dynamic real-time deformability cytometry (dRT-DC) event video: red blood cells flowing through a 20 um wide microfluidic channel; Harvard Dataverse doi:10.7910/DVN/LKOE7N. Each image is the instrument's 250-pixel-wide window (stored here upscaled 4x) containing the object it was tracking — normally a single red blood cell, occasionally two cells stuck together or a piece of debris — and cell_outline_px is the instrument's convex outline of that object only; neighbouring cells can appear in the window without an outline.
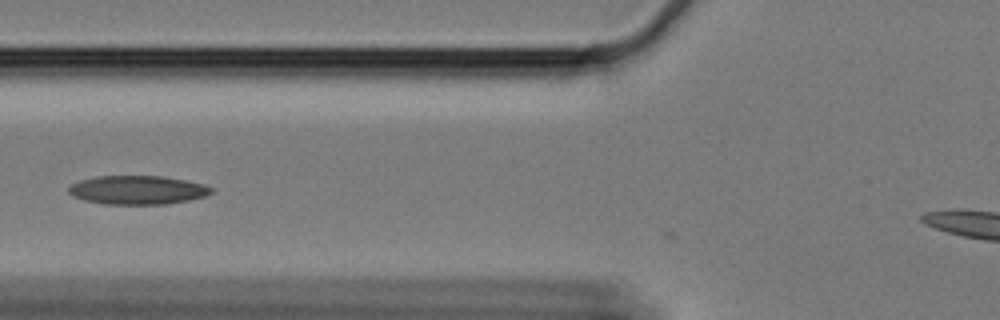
{"species": "Egyptian fruit bat (a non-hibernating species)", "species_latin": "Rousettus aegyptiacus", "temperature_condition": "cold", "stored_images_in_passage": 39, "camera_frame_rate_fps": 3000, "um_per_image_px": 0.085, "animal": {"sex": "female"}, "frame": {"image": 1, "passage_image": 9, "time_ms": 2.667, "image_size_px": [1000, 320], "cell_outline_px": [[212, 192], [204, 196], [188, 200], [168, 204], [104, 204], [84, 200], [72, 196], [68, 192], [68, 188], [72, 184], [80, 180], [96, 176], [164, 176], [204, 184], [212, 188]], "centroid_in_image_um": [11.66, 16.15], "position_along_channel_um": 114.1, "area_um2": 23.87}}
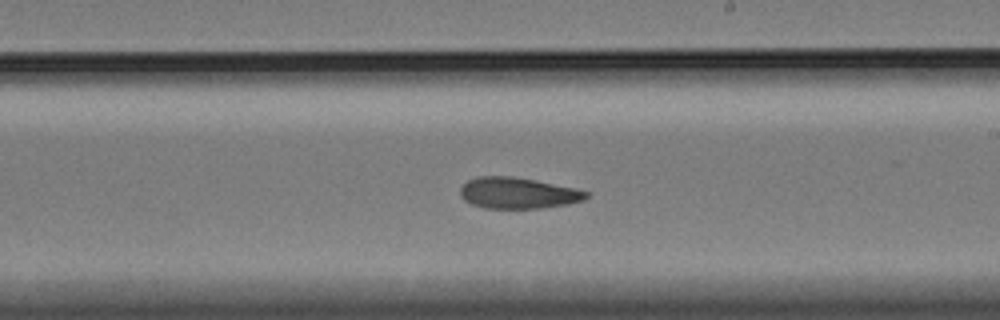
{"frame": {"image": 2, "passage_image": 21, "time_ms": 6.667, "image_size_px": [1000, 320], "cell_outline_px": [[588, 196], [584, 200], [568, 204], [540, 208], [484, 208], [472, 204], [464, 200], [460, 196], [460, 188], [468, 180], [476, 176], [512, 176], [536, 180], [576, 188], [588, 192]], "centroid_in_image_um": [44.01, 16.4], "position_along_channel_um": 245.0, "area_um2": 22.95}}
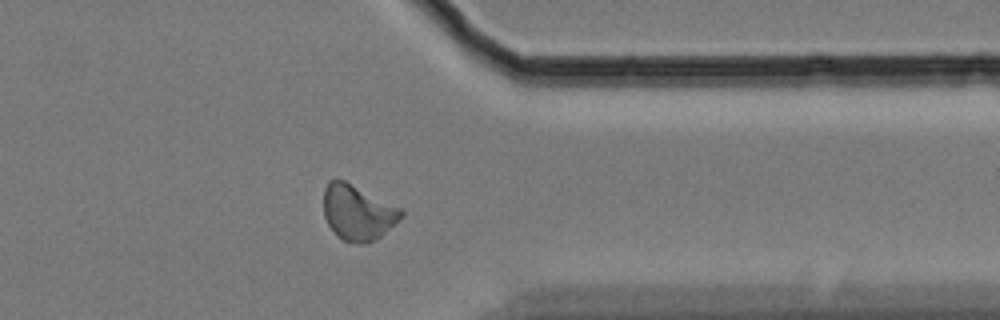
{"frame": {"image": 3, "passage_image": 34, "time_ms": 11.0, "image_size_px": [1000, 320], "cell_outline_px": [[404, 216], [400, 220], [380, 236], [364, 244], [360, 244], [344, 240], [328, 224], [324, 216], [324, 188], [328, 180], [344, 180], [400, 208], [404, 212]], "centroid_in_image_um": [30.41, 18.05], "position_along_channel_um": 381.0, "area_um2": 24.51}}